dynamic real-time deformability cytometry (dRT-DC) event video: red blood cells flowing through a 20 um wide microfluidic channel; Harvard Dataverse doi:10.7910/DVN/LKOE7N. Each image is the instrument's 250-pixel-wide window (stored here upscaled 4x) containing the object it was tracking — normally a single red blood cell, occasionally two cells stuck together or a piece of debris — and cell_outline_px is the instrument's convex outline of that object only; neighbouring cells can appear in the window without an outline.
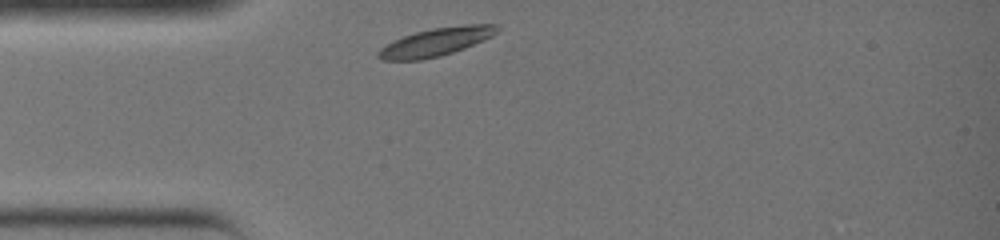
{"species": "common noctule bat (a hibernating species)", "species_latin": "Nyctalus noctula", "temperature_condition": "warm", "stored_images_in_passage": 23, "camera_frame_rate_fps": 3000, "um_per_image_px": 0.085, "animal": {"sex": "female", "body_mass_g": 19.0, "forearm_length_mm": 51.5}, "frame": {"image": 1, "passage_image": 1, "time_ms": 0.0, "image_size_px": [1000, 240], "cell_outline_px": [[500, 32], [484, 40], [464, 48], [440, 56], [420, 60], [380, 60], [376, 56], [376, 52], [380, 48], [404, 36], [416, 32], [432, 28], [464, 24], [500, 24]], "centroid_in_image_um": [37.11, 3.55], "position_along_channel_um": 47.9, "area_um2": 19.54}}
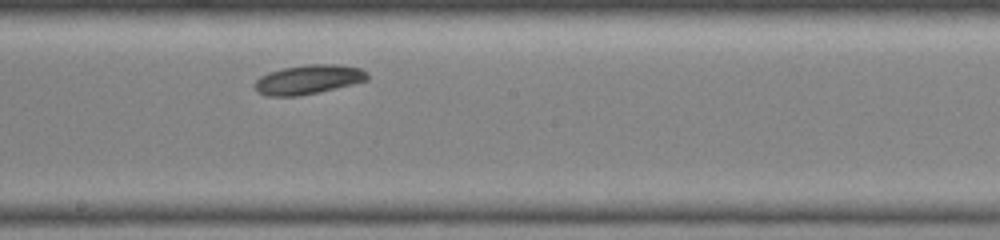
{"frame": {"image": 2, "passage_image": 12, "time_ms": 3.667, "image_size_px": [1000, 240], "cell_outline_px": [[368, 80], [336, 88], [300, 96], [268, 96], [260, 92], [252, 84], [260, 76], [268, 72], [280, 68], [304, 64], [340, 64], [360, 68], [368, 72]], "centroid_in_image_um": [26.21, 6.74], "position_along_channel_um": 222.0, "area_um2": 19.42}}
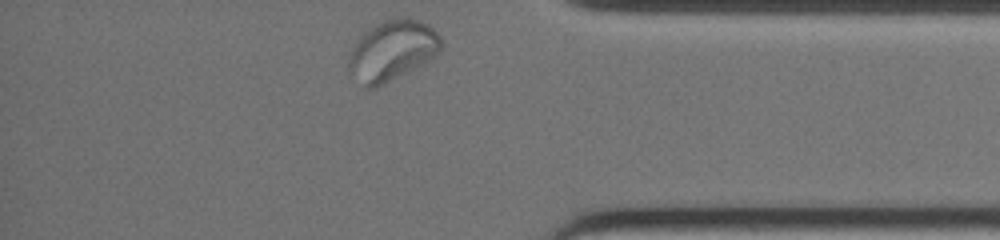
{"frame": {"image": 3, "passage_image": 23, "time_ms": 7.333, "image_size_px": [1000, 240], "cell_outline_px": [[444, 44], [440, 52], [428, 60], [384, 84], [376, 88], [364, 88], [348, 72], [348, 60], [352, 48], [356, 40], [368, 28], [392, 16], [408, 16], [420, 20], [428, 24], [440, 36]], "centroid_in_image_um": [33.32, 4.26], "position_along_channel_um": 401.9, "area_um2": 32.95}}